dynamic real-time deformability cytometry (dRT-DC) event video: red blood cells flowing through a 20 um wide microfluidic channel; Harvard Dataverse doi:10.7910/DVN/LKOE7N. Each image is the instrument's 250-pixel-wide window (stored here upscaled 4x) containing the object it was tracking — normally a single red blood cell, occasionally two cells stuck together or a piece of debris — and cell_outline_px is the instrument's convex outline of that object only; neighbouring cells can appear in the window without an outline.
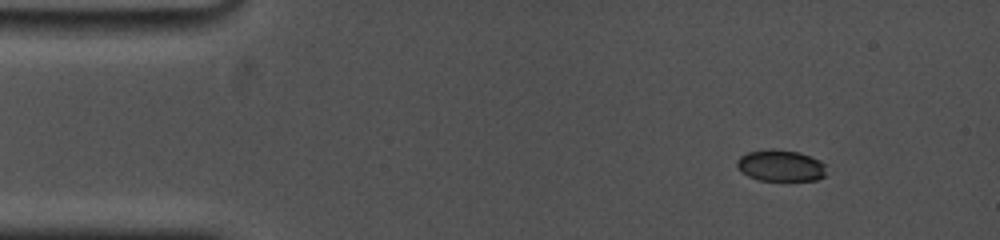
{"species": "common noctule bat (a hibernating species)", "species_latin": "Nyctalus noctula", "temperature_condition": "cold", "stored_images_in_passage": 29, "camera_frame_rate_fps": 5000, "um_per_image_px": 0.085, "animal": {"sex": "female", "body_mass_g": 19.0, "forearm_length_mm": 53.3}, "frame": {"image": 1, "passage_image": 1, "time_ms": 0.0, "image_size_px": [1000, 240], "cell_outline_px": [[824, 176], [816, 180], [760, 180], [748, 176], [740, 172], [736, 164], [736, 160], [740, 156], [748, 152], [772, 148], [800, 152], [820, 160], [824, 164]], "centroid_in_image_um": [66.31, 14.06], "position_along_channel_um": 18.7, "area_um2": 16.42}}
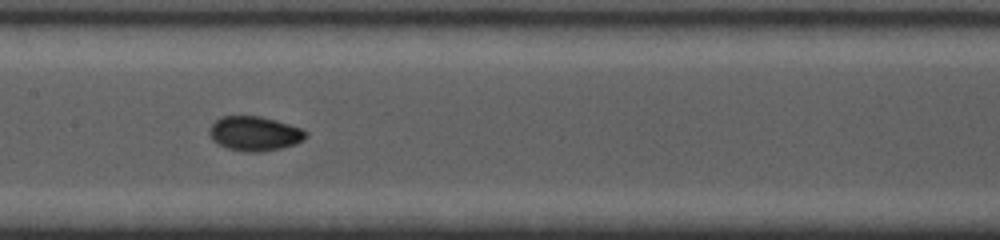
{"frame": {"image": 2, "passage_image": 16, "time_ms": 6.6, "image_size_px": [1000, 240], "cell_outline_px": [[308, 136], [304, 140], [296, 144], [280, 148], [260, 152], [244, 152], [228, 148], [212, 140], [208, 132], [208, 128], [220, 116], [260, 116], [276, 120], [304, 128], [308, 132]], "centroid_in_image_um": [21.67, 11.35], "position_along_channel_um": 185.7, "area_um2": 19.65}}
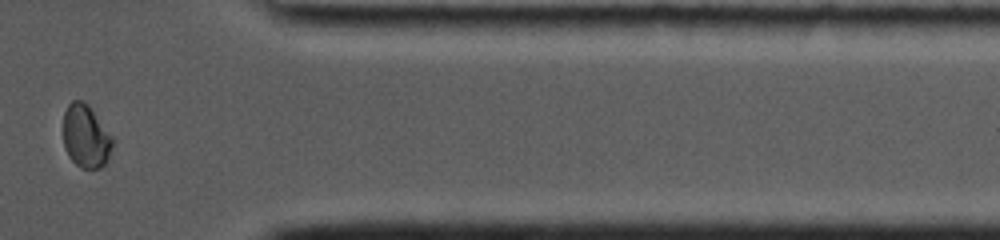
{"frame": {"image": 3, "passage_image": 27, "time_ms": 12.6, "image_size_px": [1000, 240], "cell_outline_px": [[112, 144], [108, 160], [100, 168], [80, 168], [68, 156], [64, 148], [64, 112], [68, 104], [72, 100], [84, 100], [92, 108], [112, 136]], "centroid_in_image_um": [7.29, 11.57], "position_along_channel_um": 404.1, "area_um2": 18.21}, "authors_computed_cell_mechanics": {"area_um2": 18.3226, "velocity_mm_per_s": 3.7583, "shape_relaxation_time_tau1_ms": 4.0574, "shape_relaxation_time_tau2_ms": null, "deformation_change_tau1": 0.1365, "deformation_change_tau2": null}}